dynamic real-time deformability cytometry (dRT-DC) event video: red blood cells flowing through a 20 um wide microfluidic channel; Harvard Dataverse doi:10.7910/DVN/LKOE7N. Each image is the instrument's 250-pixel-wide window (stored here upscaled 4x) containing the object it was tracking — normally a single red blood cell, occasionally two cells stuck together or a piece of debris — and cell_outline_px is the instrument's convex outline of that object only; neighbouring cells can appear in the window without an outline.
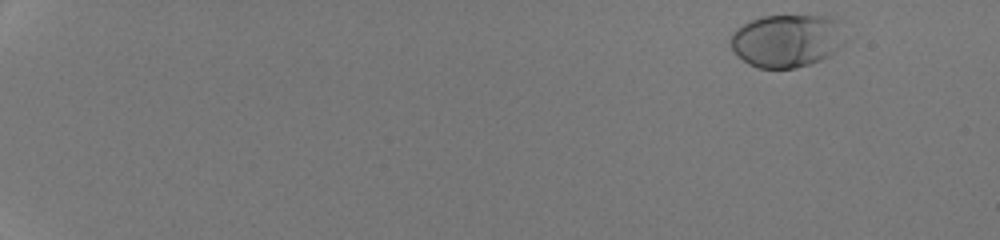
{"species": "human", "species_latin": "Homo sapiens", "temperature_condition": "room temperature", "stored_images_in_passage": 49, "camera_frame_rate_fps": 3000, "um_per_image_px": 0.085, "donor": {"sex": "male"}, "frame": {"image": 1, "passage_image": 2, "time_ms": 0.333, "image_size_px": [1000, 240], "cell_outline_px": [[848, 40], [844, 44], [828, 56], [820, 60], [796, 68], [760, 68], [748, 64], [732, 48], [732, 32], [736, 28], [752, 20], [764, 16], [836, 16]], "centroid_in_image_um": [66.96, 3.44], "position_along_channel_um": 18.0, "area_um2": 35.37}}
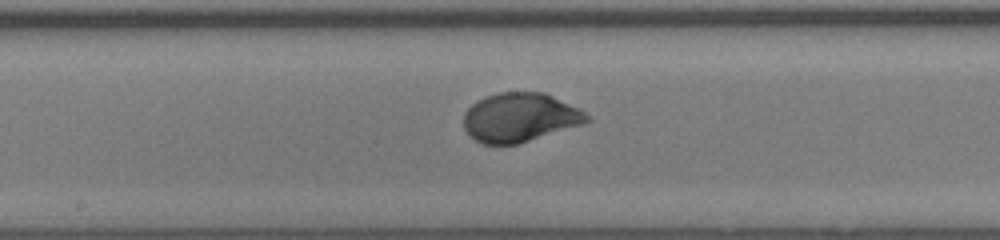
{"frame": {"image": 2, "passage_image": 29, "time_ms": 9.333, "image_size_px": [1000, 240], "cell_outline_px": [[592, 120], [584, 124], [516, 144], [480, 144], [464, 128], [464, 112], [472, 104], [484, 96], [500, 92], [544, 92], [580, 108], [592, 116]], "centroid_in_image_um": [44.23, 9.97], "position_along_channel_um": 204.0, "area_um2": 35.32}}
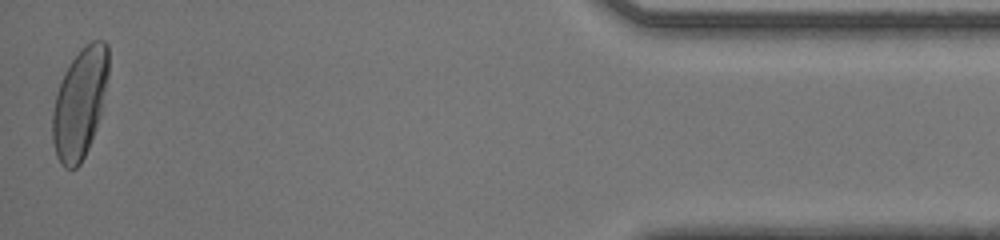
{"frame": {"image": 3, "passage_image": 49, "time_ms": 16.0, "image_size_px": [1000, 240], "cell_outline_px": [[108, 76], [100, 116], [88, 148], [80, 164], [76, 168], [64, 168], [60, 164], [56, 156], [52, 140], [52, 112], [56, 92], [64, 72], [68, 64], [92, 40], [104, 40], [108, 44]], "centroid_in_image_um": [6.76, 8.79], "position_along_channel_um": 428.4, "area_um2": 35.72}, "authors_computed_cell_mechanics": {"area_um2": 34.3332, "velocity_mm_per_s": 4.2496, "shape_relaxation_time_tau1_ms": 2.2894, "shape_relaxation_time_tau2_ms": null, "deformation_change_tau1": 0.1762, "deformation_change_tau2": null}}